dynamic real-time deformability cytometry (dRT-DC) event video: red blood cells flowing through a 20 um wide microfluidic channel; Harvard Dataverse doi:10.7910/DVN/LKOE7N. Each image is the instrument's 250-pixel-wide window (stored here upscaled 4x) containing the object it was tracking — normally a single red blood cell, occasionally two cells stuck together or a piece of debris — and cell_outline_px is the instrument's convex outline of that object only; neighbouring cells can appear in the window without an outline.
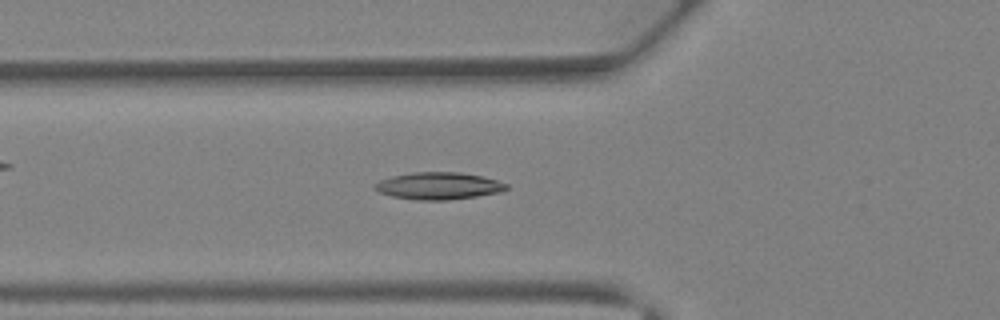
{"species": "Egyptian fruit bat (a non-hibernating species)", "species_latin": "Rousettus aegyptiacus", "temperature_condition": "warm", "stored_images_in_passage": 34, "camera_frame_rate_fps": 3000, "um_per_image_px": 0.085, "animal": {"sex": "female"}, "frame": {"image": 1, "passage_image": 9, "time_ms": 2.667, "image_size_px": [1000, 320], "cell_outline_px": [[508, 188], [500, 192], [476, 196], [448, 200], [420, 200], [392, 196], [380, 192], [372, 188], [372, 184], [380, 180], [392, 176], [412, 172], [460, 172], [484, 176], [508, 184]], "centroid_in_image_um": [37.26, 15.79], "position_along_channel_um": 88.5, "area_um2": 20.87}}
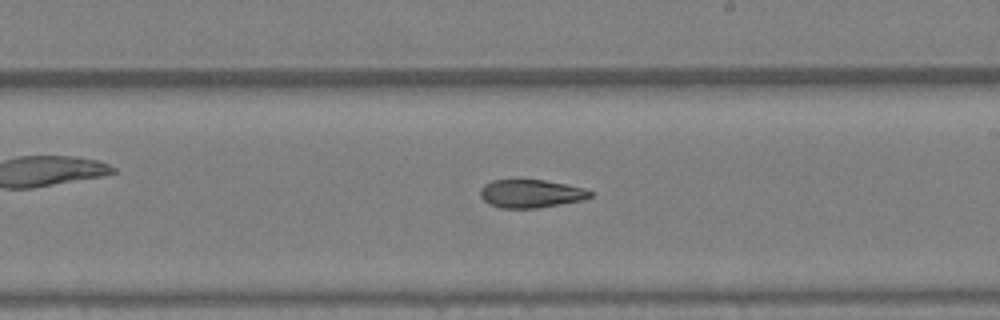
{"frame": {"image": 2, "passage_image": 18, "time_ms": 5.667, "image_size_px": [1000, 320], "cell_outline_px": [[592, 196], [580, 200], [560, 204], [536, 208], [500, 208], [488, 204], [480, 196], [480, 188], [484, 184], [492, 180], [544, 180], [568, 184], [584, 188], [592, 192]], "centroid_in_image_um": [45.09, 16.45], "position_along_channel_um": 243.9, "area_um2": 18.03}}
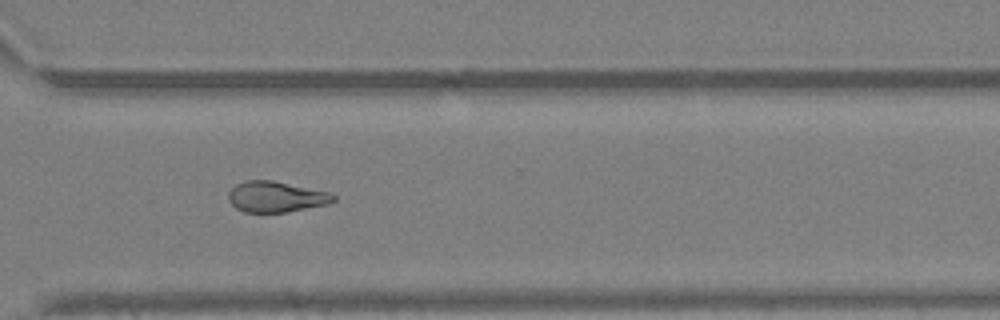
{"frame": {"image": 3, "passage_image": 24, "time_ms": 7.667, "image_size_px": [1000, 320], "cell_outline_px": [[336, 200], [328, 204], [288, 212], [244, 212], [236, 208], [228, 200], [228, 192], [236, 184], [244, 180], [272, 180], [328, 192], [336, 196]], "centroid_in_image_um": [23.44, 16.73], "position_along_channel_um": 347.2, "area_um2": 18.84}}